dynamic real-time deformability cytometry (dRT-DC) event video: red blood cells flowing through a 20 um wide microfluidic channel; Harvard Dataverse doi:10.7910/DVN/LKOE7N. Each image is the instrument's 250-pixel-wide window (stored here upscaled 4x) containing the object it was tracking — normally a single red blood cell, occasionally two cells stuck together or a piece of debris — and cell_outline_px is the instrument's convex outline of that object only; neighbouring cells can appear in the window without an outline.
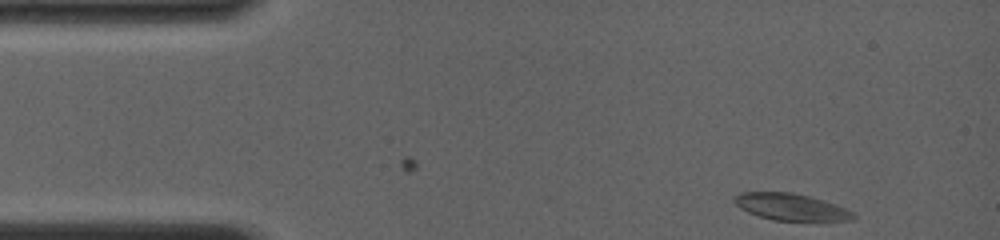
{"species": "common noctule bat (a hibernating species)", "species_latin": "Nyctalus noctula", "temperature_condition": "room temperature", "stored_images_in_passage": 16, "camera_frame_rate_fps": 4000, "um_per_image_px": 0.085, "animal": {"sex": "female", "body_mass_g": 19.0, "forearm_length_mm": 56.7}, "frame": {"image": 1, "passage_image": 1, "time_ms": 0.0, "image_size_px": [1000, 240], "cell_outline_px": [[856, 216], [852, 220], [772, 220], [748, 212], [740, 208], [732, 200], [740, 192], [792, 192], [808, 196], [836, 204], [852, 212]], "centroid_in_image_um": [67.19, 17.58], "position_along_channel_um": 17.8, "area_um2": 18.26}}
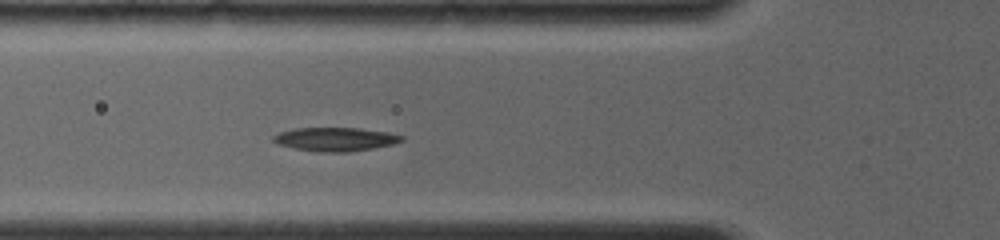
{"frame": {"image": 2, "passage_image": 10, "time_ms": 4.0, "image_size_px": [1000, 240], "cell_outline_px": [[404, 140], [392, 144], [372, 148], [348, 152], [316, 152], [276, 144], [272, 140], [272, 136], [280, 132], [292, 128], [360, 128], [388, 132], [404, 136]], "centroid_in_image_um": [28.48, 11.83], "position_along_channel_um": 97.3, "area_um2": 17.74}}
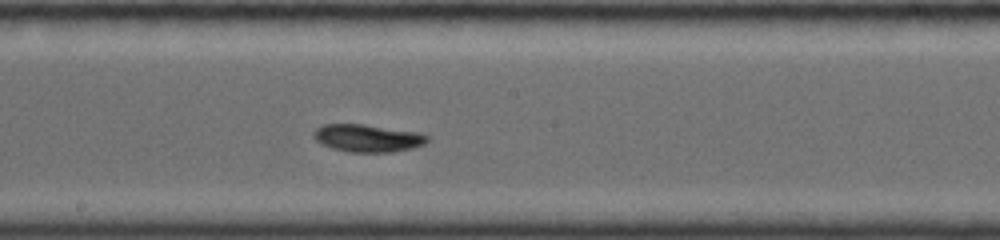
{"frame": {"image": 3, "passage_image": 16, "time_ms": 7.0, "image_size_px": [1000, 240], "cell_outline_px": [[428, 140], [424, 144], [412, 148], [392, 152], [348, 152], [332, 148], [320, 144], [312, 136], [312, 132], [316, 128], [324, 124], [364, 124], [420, 132], [428, 136]], "centroid_in_image_um": [31.22, 11.73], "position_along_channel_um": 217.0, "area_um2": 18.44}}